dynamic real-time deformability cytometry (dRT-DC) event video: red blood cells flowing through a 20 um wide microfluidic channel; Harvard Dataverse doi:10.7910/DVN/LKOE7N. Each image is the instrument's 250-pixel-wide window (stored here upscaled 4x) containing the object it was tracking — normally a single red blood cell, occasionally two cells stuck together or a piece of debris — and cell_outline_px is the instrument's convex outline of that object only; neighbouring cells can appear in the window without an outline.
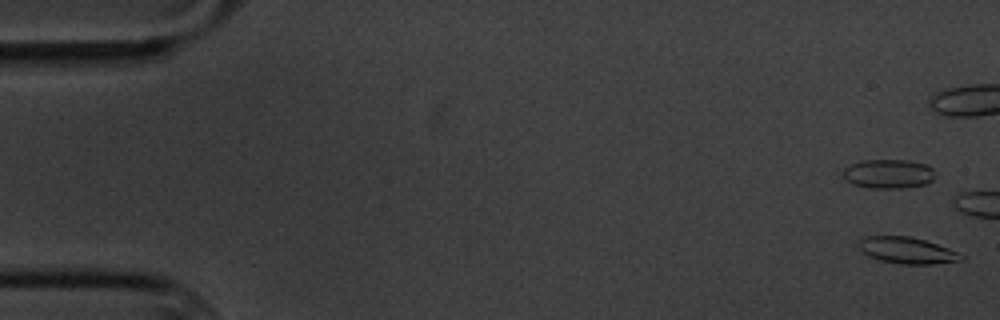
{"species": "common noctule bat (a hibernating species)", "species_latin": "Nyctalus noctula", "temperature_condition": "cold", "stored_images_in_passage": 6, "camera_frame_rate_fps": 3000, "um_per_image_px": 0.085, "animal": {"sex": "male", "body_mass_g": 20.1, "forearm_length_mm": 53.5}, "frame": {"image": 1, "passage_image": 1, "time_ms": 0.0, "image_size_px": [1000, 320], "cell_outline_px": [[964, 260], [932, 264], [904, 264], [880, 260], [868, 256], [860, 252], [860, 240], [868, 236], [912, 236], [948, 248], [964, 256]], "centroid_in_image_um": [77.1, 21.29], "position_along_channel_um": 7.9, "area_um2": 15.61}}